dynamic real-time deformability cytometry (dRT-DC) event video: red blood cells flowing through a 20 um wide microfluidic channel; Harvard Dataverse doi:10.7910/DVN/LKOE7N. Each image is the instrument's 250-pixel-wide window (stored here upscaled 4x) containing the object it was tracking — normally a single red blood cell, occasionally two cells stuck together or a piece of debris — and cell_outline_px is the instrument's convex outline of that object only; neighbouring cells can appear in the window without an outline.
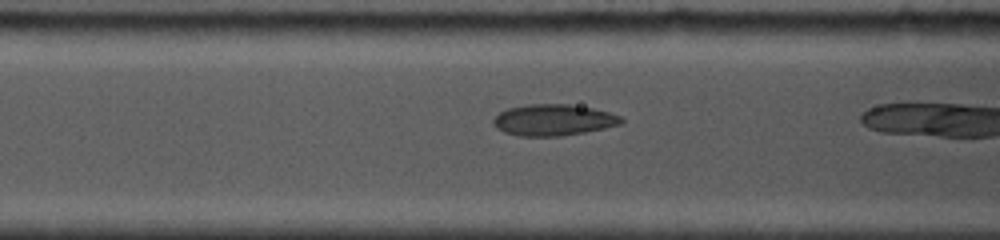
{"species": "common noctule bat (a hibernating species)", "species_latin": "Nyctalus noctula", "temperature_condition": "cold", "stored_images_in_passage": 9, "camera_frame_rate_fps": 5000, "um_per_image_px": 0.085, "animal": {"sex": "female", "body_mass_g": 19.0, "forearm_length_mm": 53.3}, "frame": {"image": 1, "passage_image": 3, "time_ms": 0.6, "image_size_px": [1000, 240], "cell_outline_px": [[624, 124], [584, 132], [560, 136], [520, 136], [504, 132], [496, 128], [492, 120], [500, 112], [508, 108], [528, 104], [568, 104], [592, 108], [608, 112], [620, 116], [624, 120]], "centroid_in_image_um": [47.05, 10.2], "position_along_channel_um": 119.6, "area_um2": 23.29}}